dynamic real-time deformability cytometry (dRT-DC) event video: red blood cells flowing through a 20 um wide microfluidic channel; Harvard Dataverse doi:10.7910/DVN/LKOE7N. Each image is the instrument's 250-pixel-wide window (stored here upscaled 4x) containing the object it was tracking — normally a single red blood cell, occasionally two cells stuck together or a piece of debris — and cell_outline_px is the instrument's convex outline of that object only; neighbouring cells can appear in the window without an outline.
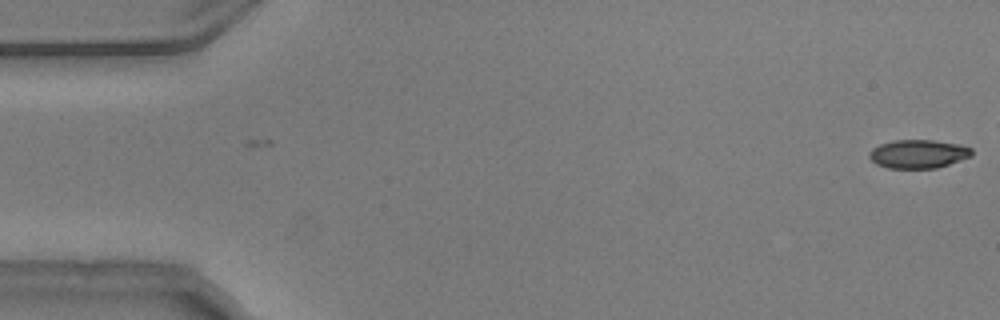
{"species": "common noctule bat (a hibernating species)", "species_latin": "Nyctalus noctula", "temperature_condition": "warm", "stored_images_in_passage": 4, "camera_frame_rate_fps": 3000, "um_per_image_px": 0.085, "animal": {"sex": "male", "body_mass_g": 20.5, "forearm_length_mm": 52.5}, "frame": {"image": 1, "passage_image": 4, "time_ms": 1.0, "image_size_px": [1000, 320], "cell_outline_px": [[972, 156], [936, 168], [888, 168], [876, 164], [868, 156], [868, 152], [872, 148], [880, 144], [892, 140], [932, 140], [956, 144], [972, 148]], "centroid_in_image_um": [78.01, 13.08], "position_along_channel_um": 7.0, "area_um2": 16.99}}